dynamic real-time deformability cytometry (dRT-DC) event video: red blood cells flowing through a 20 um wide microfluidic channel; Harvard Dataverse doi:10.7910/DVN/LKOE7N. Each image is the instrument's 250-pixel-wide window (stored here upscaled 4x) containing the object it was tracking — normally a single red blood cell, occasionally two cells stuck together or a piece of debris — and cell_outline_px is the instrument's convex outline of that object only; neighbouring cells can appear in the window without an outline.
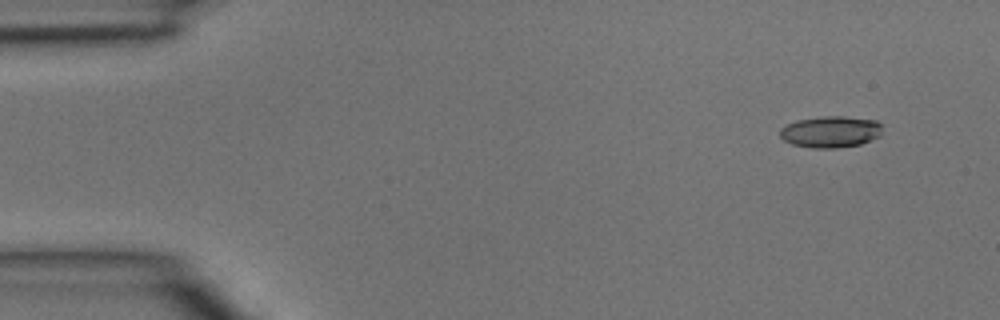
{"species": "common noctule bat (a hibernating species)", "species_latin": "Nyctalus noctula", "temperature_condition": "room temperature", "stored_images_in_passage": 3, "camera_frame_rate_fps": 3000, "um_per_image_px": 0.085, "animal": {"sex": "male", "body_mass_g": 15.6}, "frame": {"image": 1, "passage_image": 1, "time_ms": 0.0, "image_size_px": [1000, 320], "cell_outline_px": [[880, 136], [860, 144], [836, 148], [816, 148], [792, 144], [784, 140], [780, 136], [780, 128], [796, 120], [820, 116], [844, 116], [876, 120], [880, 124]], "centroid_in_image_um": [70.58, 11.19], "position_along_channel_um": 14.4, "area_um2": 18.73}}